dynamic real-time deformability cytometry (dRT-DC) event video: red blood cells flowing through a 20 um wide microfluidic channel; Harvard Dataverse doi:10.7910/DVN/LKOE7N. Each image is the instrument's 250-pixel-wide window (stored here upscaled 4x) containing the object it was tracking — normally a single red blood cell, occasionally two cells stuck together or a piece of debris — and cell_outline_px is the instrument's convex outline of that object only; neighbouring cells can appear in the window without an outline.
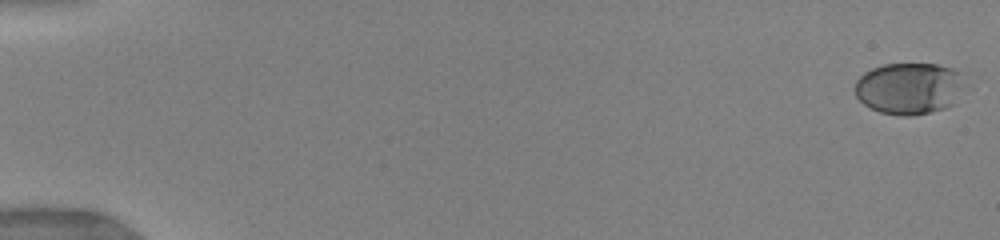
{"species": "human", "species_latin": "Homo sapiens", "temperature_condition": "warm", "stored_images_in_passage": 42, "camera_frame_rate_fps": 3000, "um_per_image_px": 0.085, "donor": {"sex": "female"}, "frame": {"image": 1, "passage_image": 1, "time_ms": 0.0, "image_size_px": [1000, 240], "cell_outline_px": [[972, 88], [952, 104], [944, 108], [932, 112], [912, 116], [900, 116], [880, 112], [864, 104], [856, 96], [856, 80], [864, 72], [872, 68], [884, 64], [940, 64], [964, 72]], "centroid_in_image_um": [77.44, 7.5], "position_along_channel_um": 7.6, "area_um2": 34.33}}
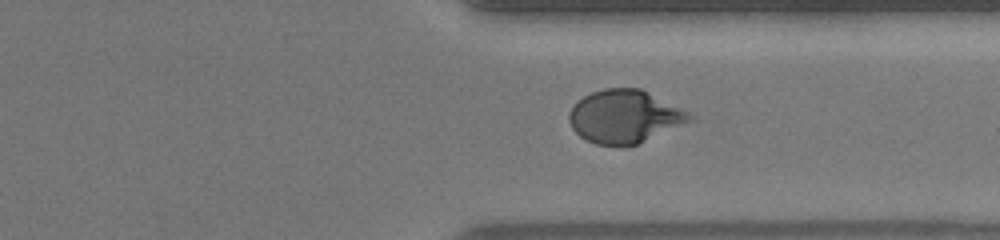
{"frame": {"image": 2, "passage_image": 33, "time_ms": 13.0, "image_size_px": [1000, 240], "cell_outline_px": [[696, 120], [636, 144], [596, 144], [580, 136], [572, 128], [568, 120], [568, 112], [584, 96], [592, 92], [604, 88], [640, 88], [688, 112]], "centroid_in_image_um": [53.1, 9.89], "position_along_channel_um": 358.3, "area_um2": 36.7}}
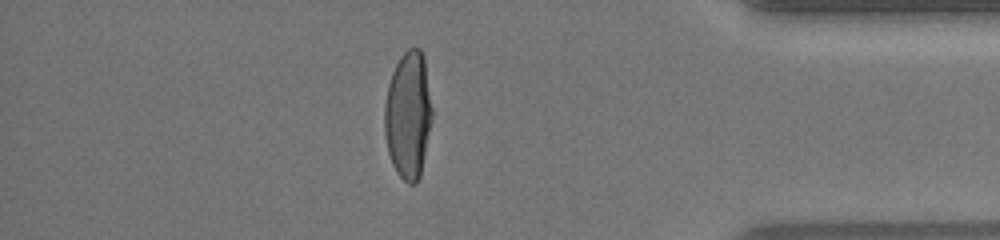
{"frame": {"image": 3, "passage_image": 37, "time_ms": 14.667, "image_size_px": [1000, 240], "cell_outline_px": [[432, 120], [420, 176], [416, 184], [408, 184], [396, 172], [392, 164], [388, 152], [384, 132], [384, 104], [388, 84], [392, 72], [400, 56], [408, 48], [420, 48], [424, 56], [432, 108]], "centroid_in_image_um": [34.69, 9.78], "position_along_channel_um": 400.5, "area_um2": 35.55}, "authors_computed_cell_mechanics": {"area_um2": 35.547, "velocity_mm_per_s": 4.039, "shape_relaxation_time_tau1_ms": 3.3053, "shape_relaxation_time_tau2_ms": null, "deformation_change_tau1": 0.1842, "deformation_change_tau2": null}}